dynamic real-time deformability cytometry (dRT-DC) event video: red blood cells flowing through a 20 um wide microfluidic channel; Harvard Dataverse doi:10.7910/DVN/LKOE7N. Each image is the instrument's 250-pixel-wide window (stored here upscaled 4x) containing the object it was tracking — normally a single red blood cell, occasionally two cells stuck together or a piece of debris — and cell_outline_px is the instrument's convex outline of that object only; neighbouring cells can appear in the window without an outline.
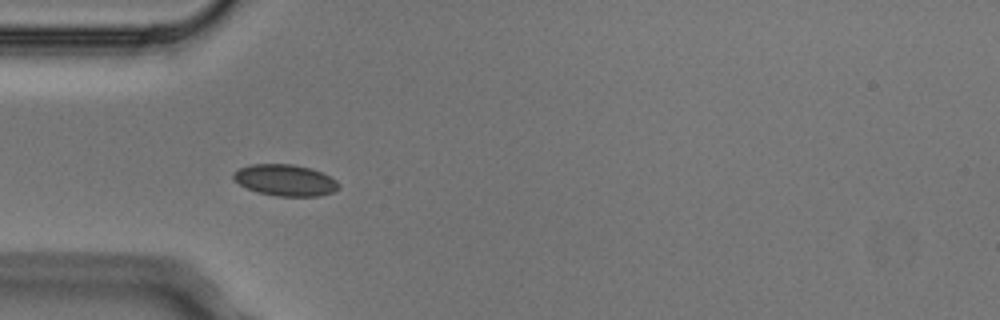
{"species": "Egyptian fruit bat (a non-hibernating species)", "species_latin": "Rousettus aegyptiacus", "temperature_condition": "cold", "stored_images_in_passage": 7, "camera_frame_rate_fps": 3000, "um_per_image_px": 0.085, "animal": {"sex": "male"}, "frame": {"image": 1, "passage_image": 3, "time_ms": 0.667, "image_size_px": [1000, 320], "cell_outline_px": [[340, 188], [332, 192], [320, 196], [276, 196], [260, 192], [248, 188], [240, 184], [232, 176], [232, 172], [240, 168], [252, 164], [292, 164], [308, 168], [320, 172], [336, 180], [340, 184]], "centroid_in_image_um": [24.25, 15.32], "position_along_channel_um": 60.7, "area_um2": 19.02}}
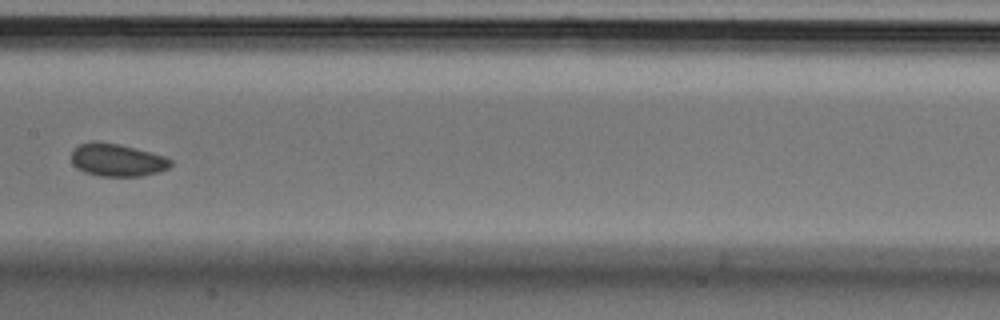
{"frame": {"image": 2, "passage_image": 6, "time_ms": 1.667, "image_size_px": [1000, 320], "cell_outline_px": [[172, 164], [168, 168], [160, 172], [140, 176], [100, 176], [84, 172], [76, 168], [72, 164], [72, 152], [80, 144], [92, 140], [96, 140], [120, 144], [164, 156], [172, 160]], "centroid_in_image_um": [9.94, 13.6], "position_along_channel_um": 197.5, "area_um2": 19.02}}
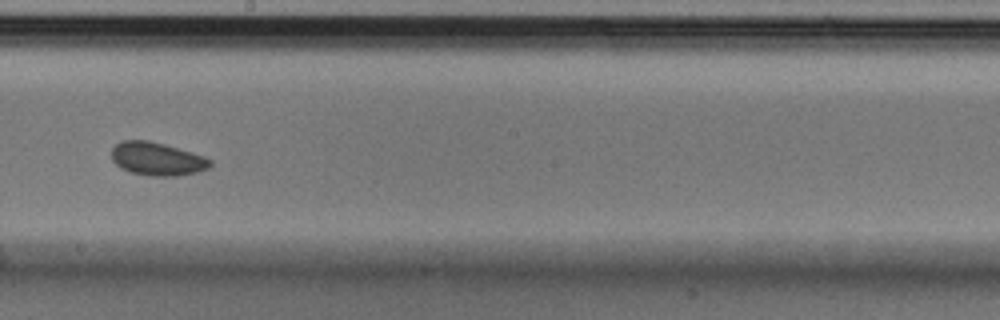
{"frame": {"image": 3, "passage_image": 7, "time_ms": 2.0, "image_size_px": [1000, 320], "cell_outline_px": [[212, 164], [208, 168], [196, 172], [176, 176], [152, 176], [132, 172], [120, 168], [112, 160], [112, 148], [120, 140], [148, 140], [164, 144], [192, 152], [204, 156], [212, 160]], "centroid_in_image_um": [13.35, 13.5], "position_along_channel_um": 234.9, "area_um2": 19.07}}